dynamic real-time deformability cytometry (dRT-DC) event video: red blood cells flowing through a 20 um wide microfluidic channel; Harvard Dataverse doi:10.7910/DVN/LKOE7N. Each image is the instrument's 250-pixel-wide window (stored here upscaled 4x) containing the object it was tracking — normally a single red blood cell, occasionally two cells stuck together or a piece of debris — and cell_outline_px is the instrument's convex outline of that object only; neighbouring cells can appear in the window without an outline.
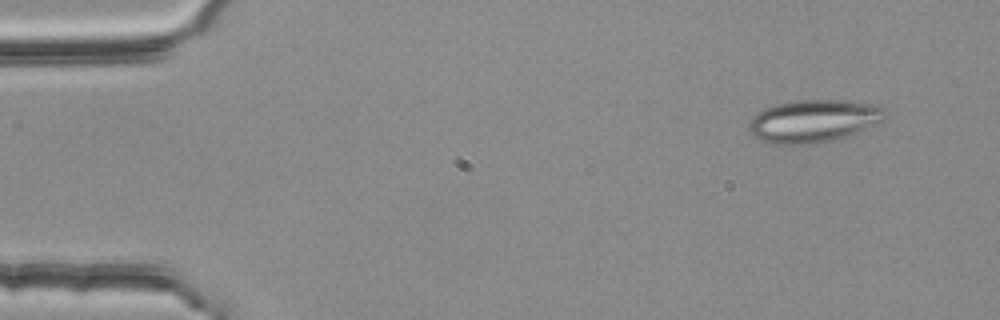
{"species": "common noctule bat (a hibernating species)", "species_latin": "Nyctalus noctula", "temperature_condition": "room temperature", "stored_images_in_passage": 4, "segment_of_instrument_passage": [1, 2], "camera_frame_rate_fps": 3000, "um_per_image_px": 0.085, "animal": {"sex": "female", "body_mass_g": 25.1}, "frame": {"image": 1, "passage_image": 1, "time_ms": 0.0, "image_size_px": [1000, 320], "cell_outline_px": [[888, 112], [884, 120], [876, 124], [836, 140], [812, 144], [768, 144], [756, 140], [748, 128], [748, 120], [752, 116], [764, 108], [776, 104], [800, 100], [840, 100], [876, 104], [884, 108]], "centroid_in_image_um": [69.12, 10.29], "position_along_channel_um": 15.9, "area_um2": 34.28}}